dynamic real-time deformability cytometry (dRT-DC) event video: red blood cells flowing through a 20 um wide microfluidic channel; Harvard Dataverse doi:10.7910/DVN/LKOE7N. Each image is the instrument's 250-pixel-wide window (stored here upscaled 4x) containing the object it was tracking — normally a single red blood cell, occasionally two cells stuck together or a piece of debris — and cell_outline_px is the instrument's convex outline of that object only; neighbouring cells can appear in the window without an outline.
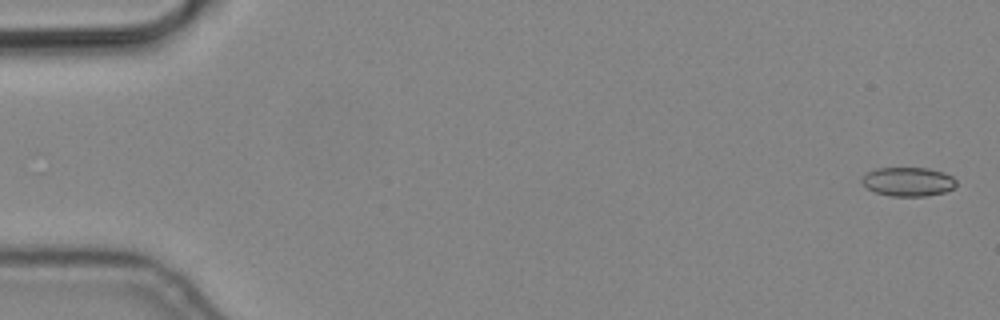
{"species": "common noctule bat (a hibernating species)", "species_latin": "Nyctalus noctula", "temperature_condition": "cold", "stored_images_in_passage": 4, "camera_frame_rate_fps": 3000, "um_per_image_px": 0.085, "animal": {"sex": "male", "body_mass_g": 19.2, "forearm_length_mm": 51.8}, "frame": {"image": 1, "passage_image": 1, "time_ms": 0.0, "image_size_px": [1000, 320], "cell_outline_px": [[956, 184], [952, 188], [944, 192], [924, 196], [892, 196], [876, 192], [868, 188], [860, 180], [868, 172], [876, 168], [928, 168], [944, 172], [952, 176], [956, 180]], "centroid_in_image_um": [77.2, 15.43], "position_along_channel_um": 7.8, "area_um2": 15.78}}